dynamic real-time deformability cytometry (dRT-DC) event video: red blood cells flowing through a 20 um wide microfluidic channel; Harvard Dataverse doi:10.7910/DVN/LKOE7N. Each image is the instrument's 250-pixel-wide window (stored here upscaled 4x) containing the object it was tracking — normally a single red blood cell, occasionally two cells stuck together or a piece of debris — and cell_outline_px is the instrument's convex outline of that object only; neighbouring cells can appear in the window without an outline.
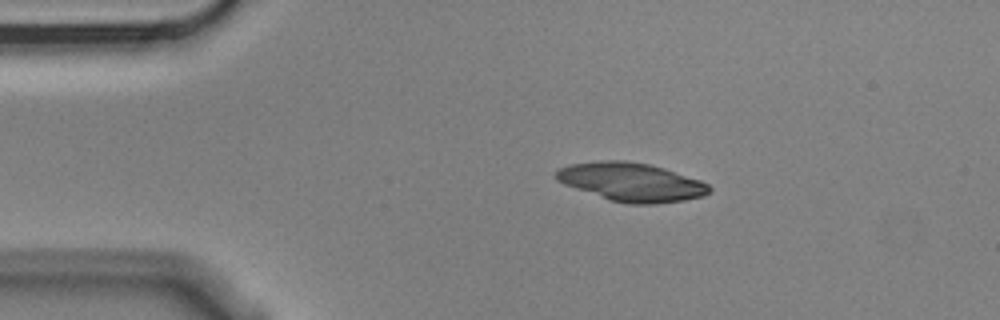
{"species": "Egyptian fruit bat (a non-hibernating species)", "species_latin": "Rousettus aegyptiacus", "temperature_condition": "cold", "stored_images_in_passage": 5, "camera_frame_rate_fps": 3000, "um_per_image_px": 0.085, "animal": {"sex": "male"}, "frame": {"image": 1, "passage_image": 2, "time_ms": 0.333, "image_size_px": [1000, 320], "cell_outline_px": [[712, 188], [704, 196], [684, 200], [656, 204], [628, 204], [608, 200], [564, 184], [556, 180], [552, 176], [556, 168], [568, 164], [600, 160], [628, 160], [648, 164], [664, 168], [700, 180], [708, 184]], "centroid_in_image_um": [53.6, 15.46], "position_along_channel_um": 31.4, "area_um2": 34.8}}